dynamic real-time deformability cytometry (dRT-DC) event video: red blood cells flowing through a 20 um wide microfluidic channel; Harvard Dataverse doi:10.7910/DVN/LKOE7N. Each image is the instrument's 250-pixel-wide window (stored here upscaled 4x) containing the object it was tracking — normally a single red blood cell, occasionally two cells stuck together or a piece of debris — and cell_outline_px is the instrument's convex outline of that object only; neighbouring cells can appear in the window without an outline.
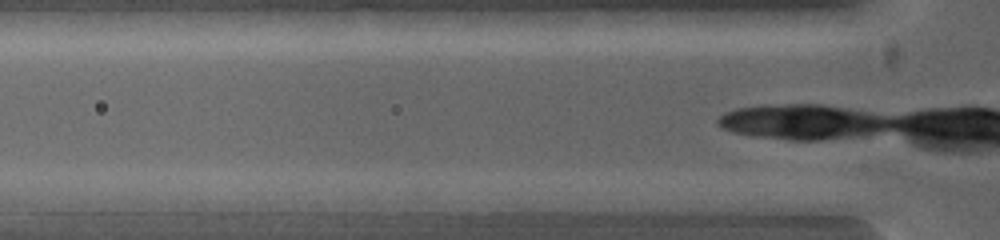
{"species": "common noctule bat (a hibernating species)", "species_latin": "Nyctalus noctula", "temperature_condition": "warm", "stored_images_in_passage": 3, "camera_frame_rate_fps": 5000, "um_per_image_px": 0.085, "animal": {"sex": "female", "body_mass_g": 19.0, "forearm_length_mm": 53.3}, "frame": {"image": 1, "passage_image": 2, "time_ms": 0.4, "image_size_px": [1000, 240], "cell_outline_px": [[388, 200], [380, 212], [248, 212], [240, 200], [260, 192], [380, 192]], "centroid_in_image_um": [26.79, 17.18], "position_along_channel_um": 99.0, "area_um2": 19.88}}